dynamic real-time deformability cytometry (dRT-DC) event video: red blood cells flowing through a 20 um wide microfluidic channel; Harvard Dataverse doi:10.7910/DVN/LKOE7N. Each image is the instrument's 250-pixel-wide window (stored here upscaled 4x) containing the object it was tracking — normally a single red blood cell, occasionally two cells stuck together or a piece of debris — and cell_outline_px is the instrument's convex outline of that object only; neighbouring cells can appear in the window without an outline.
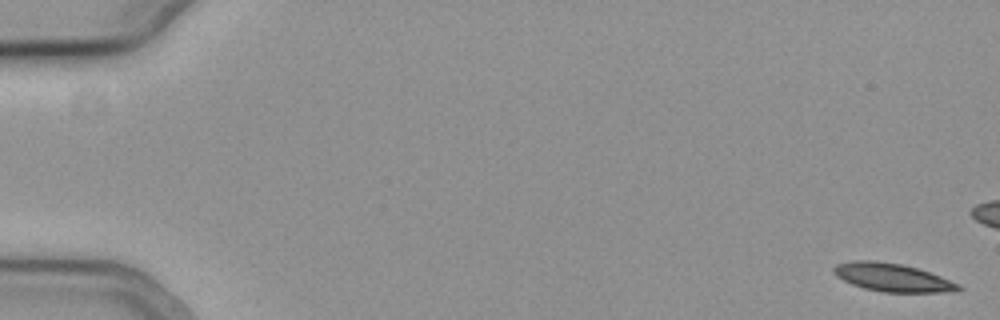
{"species": "common noctule bat (a hibernating species)", "species_latin": "Nyctalus noctula", "temperature_condition": "cold", "stored_images_in_passage": 22, "camera_frame_rate_fps": 3000, "um_per_image_px": 0.085, "animal": {"sex": "female", "body_mass_g": 19.3, "forearm_length_mm": 54.1}, "frame": {"image": 1, "passage_image": 1, "time_ms": 0.0, "image_size_px": [1000, 320], "cell_outline_px": [[964, 288], [956, 292], [880, 292], [864, 288], [852, 284], [836, 276], [832, 272], [832, 268], [836, 264], [852, 260], [872, 260], [900, 264], [916, 268], [940, 276], [960, 284]], "centroid_in_image_um": [75.85, 23.59], "position_along_channel_um": 9.2, "area_um2": 20.52}}
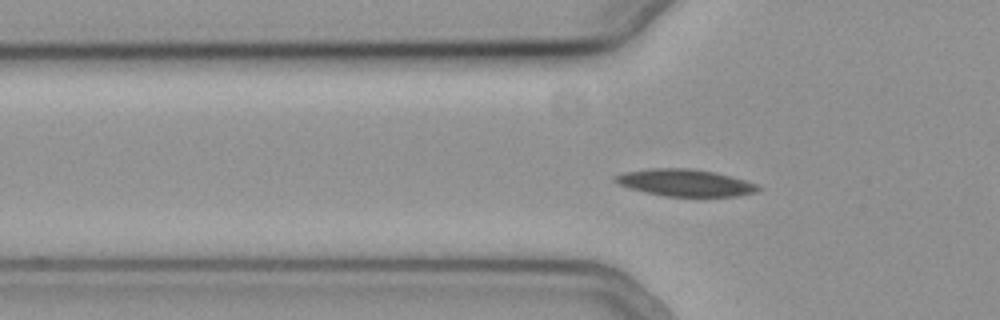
{"frame": {"image": 2, "passage_image": 19, "time_ms": 6.0, "image_size_px": [1000, 320], "cell_outline_px": [[760, 188], [756, 192], [736, 196], [664, 196], [644, 192], [628, 188], [616, 184], [612, 180], [612, 176], [624, 172], [648, 168], [688, 168], [716, 172], [744, 180], [756, 184]], "centroid_in_image_um": [58.14, 15.52], "position_along_channel_um": 67.7, "area_um2": 22.6}}